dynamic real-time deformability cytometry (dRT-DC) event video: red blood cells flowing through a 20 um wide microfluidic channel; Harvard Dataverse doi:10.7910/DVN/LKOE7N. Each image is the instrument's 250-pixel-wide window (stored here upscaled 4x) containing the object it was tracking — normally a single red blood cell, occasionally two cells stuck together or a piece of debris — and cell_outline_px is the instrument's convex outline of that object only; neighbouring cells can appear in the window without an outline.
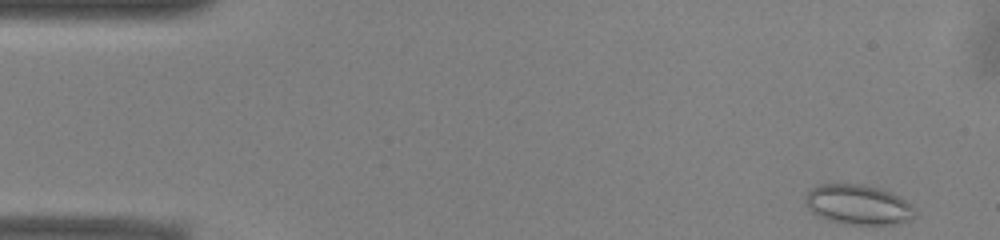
{"species": "common noctule bat (a hibernating species)", "species_latin": "Nyctalus noctula", "temperature_condition": "warm", "stored_images_in_passage": 50, "camera_frame_rate_fps": 3000, "um_per_image_px": 0.085, "animal": {"sex": "male", "body_mass_g": 13.0, "forearm_length_mm": 53.1}, "frame": {"image": 1, "passage_image": 1, "time_ms": 0.0, "image_size_px": [1000, 240], "cell_outline_px": [[916, 216], [912, 220], [896, 224], [844, 224], [828, 220], [816, 216], [808, 208], [808, 192], [816, 184], [864, 184], [880, 188], [892, 192], [908, 200]], "centroid_in_image_um": [72.99, 17.4], "position_along_channel_um": 12.0, "area_um2": 25.61}}
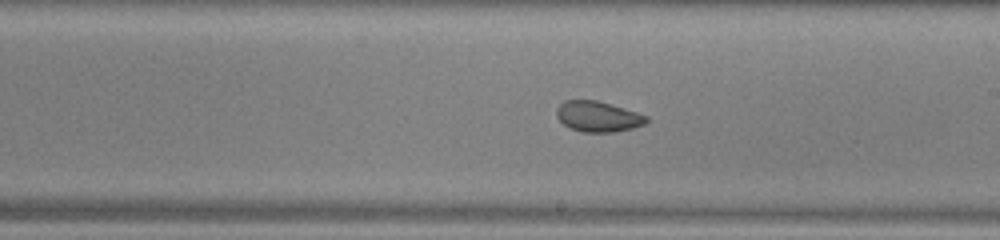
{"frame": {"image": 2, "passage_image": 27, "time_ms": 8.667, "image_size_px": [1000, 240], "cell_outline_px": [[648, 120], [644, 124], [632, 128], [616, 132], [580, 132], [564, 124], [556, 116], [556, 108], [564, 100], [596, 100], [624, 108], [648, 116]], "centroid_in_image_um": [50.81, 9.9], "position_along_channel_um": 238.2, "area_um2": 15.95}}
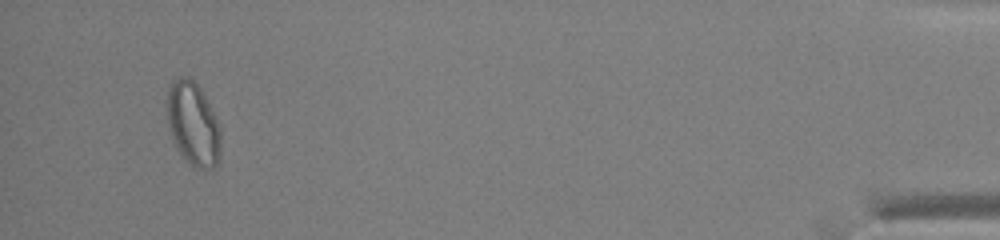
{"frame": {"image": 3, "passage_image": 47, "time_ms": 15.333, "image_size_px": [1000, 240], "cell_outline_px": [[220, 164], [212, 168], [196, 168], [176, 148], [168, 128], [168, 84], [176, 76], [188, 76], [200, 88], [220, 128]], "centroid_in_image_um": [16.4, 10.52], "position_along_channel_um": 418.8, "area_um2": 25.89}, "authors_computed_cell_mechanics": {"area_um2": 19.8543, "velocity_mm_per_s": 3.9419, "shape_relaxation_time_tau1_ms": null, "shape_relaxation_time_tau2_ms": 1.1506, "deformation_change_tau1": null, "deformation_change_tau2": 0.0422}}